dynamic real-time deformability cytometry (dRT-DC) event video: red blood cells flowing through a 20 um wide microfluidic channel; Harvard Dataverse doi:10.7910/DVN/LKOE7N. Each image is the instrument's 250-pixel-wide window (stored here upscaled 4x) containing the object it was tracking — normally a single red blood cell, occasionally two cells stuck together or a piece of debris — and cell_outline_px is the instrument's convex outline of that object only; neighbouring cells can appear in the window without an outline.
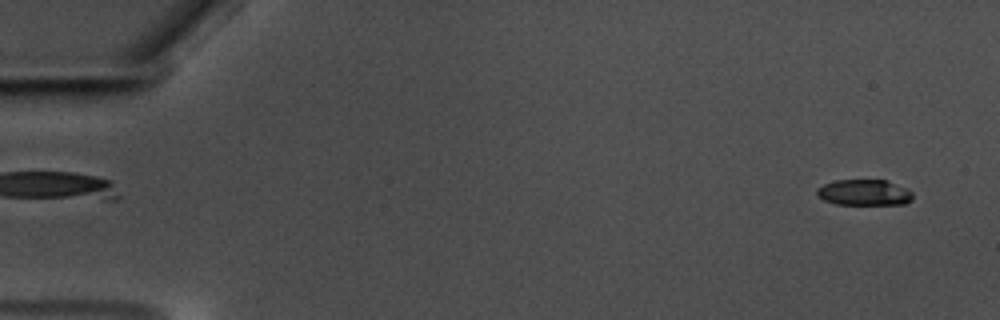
{"species": "common noctule bat (a hibernating species)", "species_latin": "Nyctalus noctula", "temperature_condition": "warm", "stored_images_in_passage": 51, "camera_frame_rate_fps": 3000, "um_per_image_px": 0.085, "animal": {"sex": "male", "body_mass_g": 17.5, "forearm_length_mm": 52.3}, "frame": {"image": 1, "passage_image": 3, "time_ms": 0.667, "image_size_px": [1000, 320], "cell_outline_px": [[912, 200], [904, 204], [836, 204], [824, 200], [816, 192], [816, 188], [824, 184], [836, 180], [888, 180], [912, 192]], "centroid_in_image_um": [73.45, 16.36], "position_along_channel_um": 11.5, "area_um2": 14.33}}
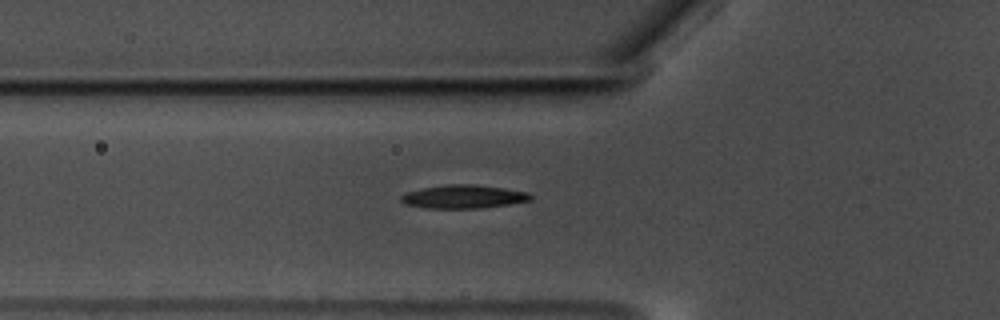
{"frame": {"image": 2, "passage_image": 21, "time_ms": 6.667, "image_size_px": [1000, 320], "cell_outline_px": [[532, 200], [508, 204], [480, 208], [428, 208], [408, 204], [400, 200], [400, 196], [404, 192], [424, 188], [448, 184], [472, 184], [504, 188], [528, 192], [532, 196]], "centroid_in_image_um": [39.4, 16.71], "position_along_channel_um": 86.4, "area_um2": 17.51}}
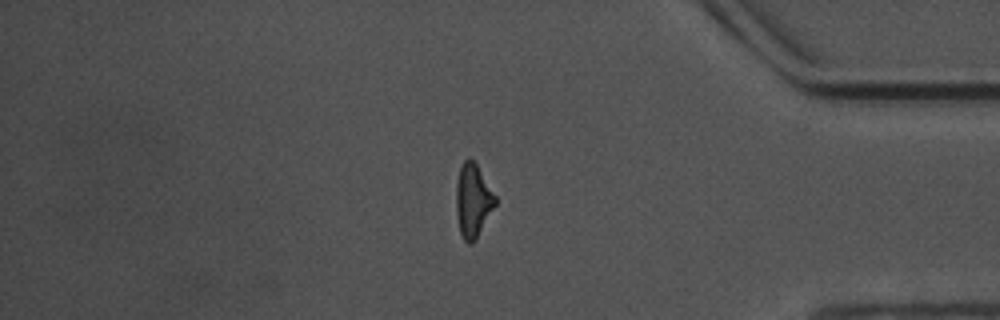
{"frame": {"image": 3, "passage_image": 49, "time_ms": 16.0, "image_size_px": [1000, 320], "cell_outline_px": [[496, 204], [476, 240], [472, 244], [468, 244], [464, 240], [460, 232], [456, 212], [456, 184], [460, 168], [464, 160], [468, 156], [476, 164], [496, 196]], "centroid_in_image_um": [40.19, 17.07], "position_along_channel_um": 395.0, "area_um2": 16.7}}